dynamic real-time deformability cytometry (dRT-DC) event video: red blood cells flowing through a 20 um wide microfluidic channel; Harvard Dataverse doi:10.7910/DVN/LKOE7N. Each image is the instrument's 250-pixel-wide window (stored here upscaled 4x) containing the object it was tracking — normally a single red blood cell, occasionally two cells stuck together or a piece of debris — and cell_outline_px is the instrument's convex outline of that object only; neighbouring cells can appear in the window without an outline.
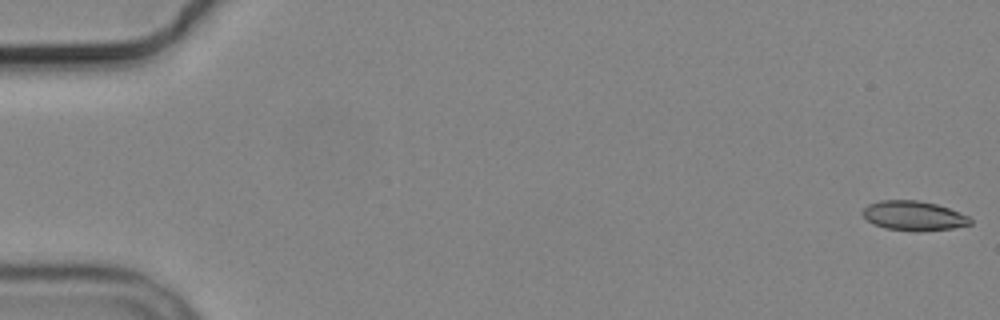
{"species": "common noctule bat (a hibernating species)", "species_latin": "Nyctalus noctula", "temperature_condition": "cold", "stored_images_in_passage": 6, "segment_of_instrument_passage": [1, 2], "camera_frame_rate_fps": 3000, "um_per_image_px": 0.085, "animal": {"sex": "male", "body_mass_g": 19.2, "forearm_length_mm": 51.8}, "frame": {"image": 1, "passage_image": 1, "time_ms": 0.0, "image_size_px": [1000, 320], "cell_outline_px": [[972, 224], [952, 228], [920, 232], [912, 232], [884, 228], [872, 224], [860, 212], [868, 204], [880, 200], [920, 200], [936, 204], [948, 208], [968, 216], [972, 220]], "centroid_in_image_um": [77.64, 18.35], "position_along_channel_um": 7.4, "area_um2": 18.79}}
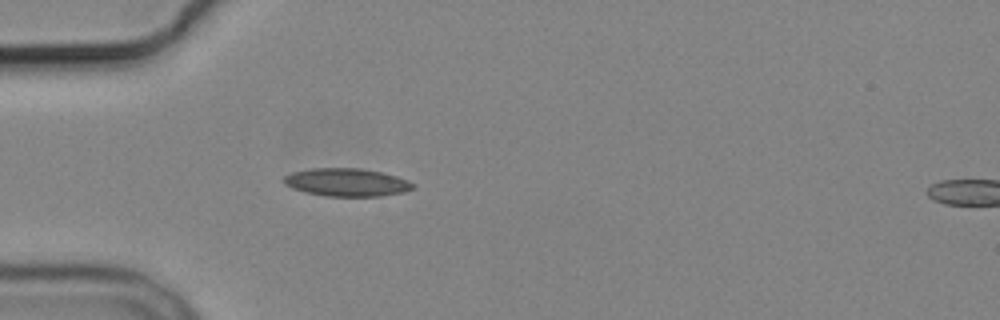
{"frame": {"image": 2, "passage_image": 5, "time_ms": 5.333, "image_size_px": [1000, 320], "cell_outline_px": [[416, 184], [412, 188], [404, 192], [380, 196], [328, 196], [308, 192], [292, 188], [284, 184], [284, 176], [292, 172], [312, 168], [360, 168], [380, 172], [396, 176], [408, 180]], "centroid_in_image_um": [29.48, 15.49], "position_along_channel_um": 55.5, "area_um2": 20.87}}